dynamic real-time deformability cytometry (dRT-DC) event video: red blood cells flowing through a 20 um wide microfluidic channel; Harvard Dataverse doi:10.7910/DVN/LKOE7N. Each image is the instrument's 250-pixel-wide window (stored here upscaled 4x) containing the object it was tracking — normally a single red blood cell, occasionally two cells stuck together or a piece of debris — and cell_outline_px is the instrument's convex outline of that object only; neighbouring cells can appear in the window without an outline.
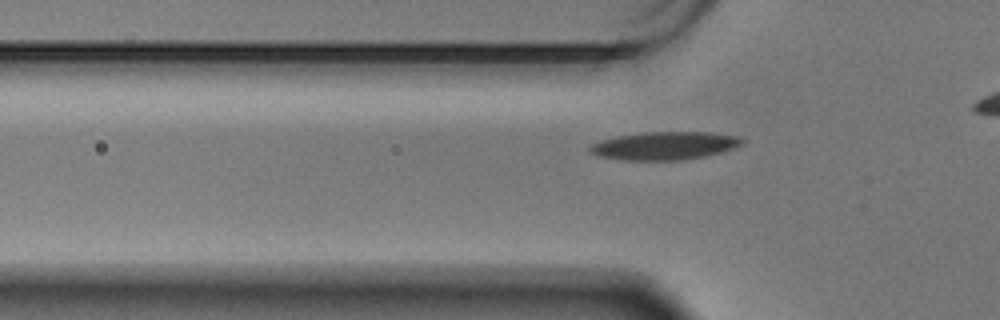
{"species": "Egyptian fruit bat (a non-hibernating species)", "species_latin": "Rousettus aegyptiacus", "temperature_condition": "warm", "stored_images_in_passage": 38, "camera_frame_rate_fps": 3000, "um_per_image_px": 0.085, "animal": {"sex": "male"}, "frame": {"image": 1, "passage_image": 8, "time_ms": 2.333, "image_size_px": [1000, 320], "cell_outline_px": [[744, 140], [740, 144], [732, 148], [720, 152], [704, 156], [680, 160], [620, 160], [596, 156], [588, 152], [588, 148], [592, 144], [600, 140], [616, 136], [644, 132], [712, 132], [736, 136]], "centroid_in_image_um": [56.39, 12.39], "position_along_channel_um": 69.4, "area_um2": 24.85}}
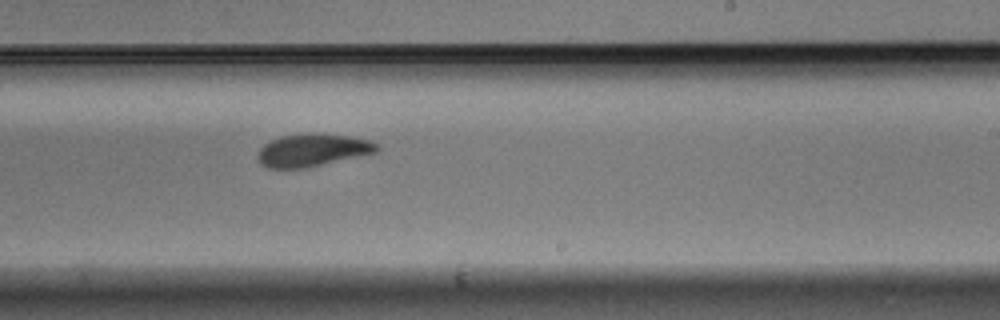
{"frame": {"image": 2, "passage_image": 25, "time_ms": 8.0, "image_size_px": [1000, 320], "cell_outline_px": [[380, 148], [376, 152], [304, 168], [268, 168], [260, 164], [256, 156], [260, 148], [264, 144], [280, 136], [352, 136], [372, 140]], "centroid_in_image_um": [26.53, 12.8], "position_along_channel_um": 262.5, "area_um2": 21.68}}
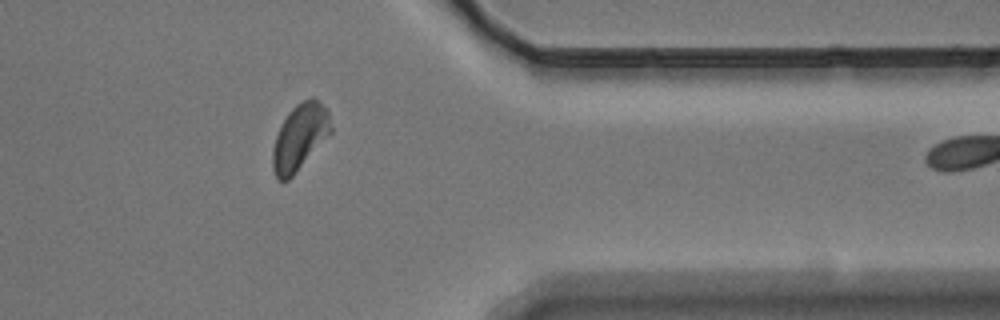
{"frame": {"image": 3, "passage_image": 37, "time_ms": 12.0, "image_size_px": [1000, 320], "cell_outline_px": [[332, 132], [292, 176], [288, 180], [280, 180], [276, 176], [272, 168], [272, 148], [276, 136], [288, 112], [296, 104], [312, 96], [320, 100], [328, 108], [332, 128]], "centroid_in_image_um": [25.5, 11.61], "position_along_channel_um": 385.9, "area_um2": 22.43}}